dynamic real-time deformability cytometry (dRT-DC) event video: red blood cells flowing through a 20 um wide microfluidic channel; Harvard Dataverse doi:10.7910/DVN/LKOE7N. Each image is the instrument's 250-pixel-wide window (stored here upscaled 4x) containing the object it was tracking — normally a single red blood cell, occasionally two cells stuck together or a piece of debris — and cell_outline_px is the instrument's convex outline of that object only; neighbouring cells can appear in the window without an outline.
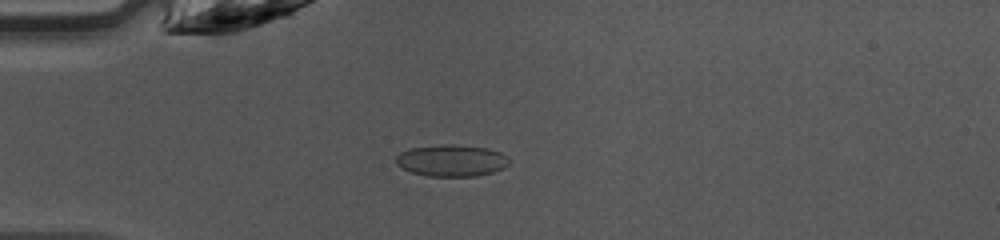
{"species": "common noctule bat (a hibernating species)", "species_latin": "Nyctalus noctula", "temperature_condition": "warm", "stored_images_in_passage": 47, "camera_frame_rate_fps": 3000, "um_per_image_px": 0.085, "animal": {"sex": "female", "body_mass_g": 10.0, "forearm_length_mm": 53.1}, "frame": {"image": 1, "passage_image": 13, "time_ms": 4.0, "image_size_px": [1000, 240], "cell_outline_px": [[508, 164], [504, 168], [492, 172], [476, 176], [428, 176], [412, 172], [396, 164], [396, 156], [400, 152], [412, 148], [444, 144], [452, 144], [488, 148], [500, 152], [508, 156]], "centroid_in_image_um": [38.4, 13.64], "position_along_channel_um": 46.6, "area_um2": 20.81}}
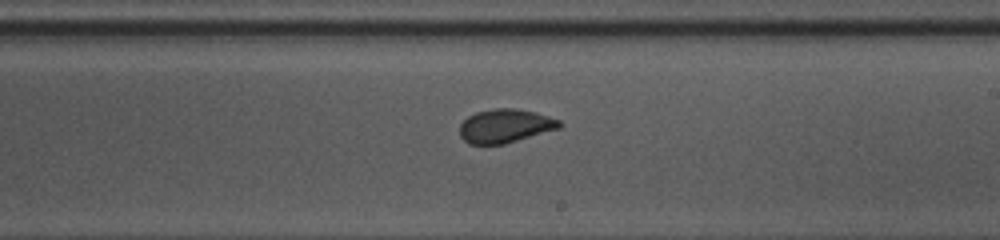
{"frame": {"image": 2, "passage_image": 28, "time_ms": 9.0, "image_size_px": [1000, 240], "cell_outline_px": [[564, 124], [560, 128], [504, 144], [468, 144], [460, 136], [460, 124], [468, 116], [476, 112], [496, 108], [512, 108], [536, 112], [560, 120]], "centroid_in_image_um": [42.95, 10.7], "position_along_channel_um": 246.1, "area_um2": 19.59}}
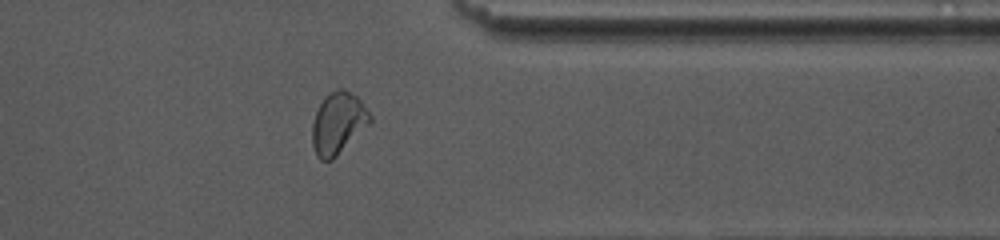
{"frame": {"image": 3, "passage_image": 38, "time_ms": 12.333, "image_size_px": [1000, 240], "cell_outline_px": [[372, 120], [332, 160], [320, 160], [316, 156], [312, 144], [312, 124], [316, 108], [324, 96], [340, 88], [344, 88], [356, 96], [360, 100], [372, 116]], "centroid_in_image_um": [28.7, 10.45], "position_along_channel_um": 382.7, "area_um2": 20.63}, "authors_computed_cell_mechanics": {"area_um2": 20.6346, "velocity_mm_per_s": 4.2706, "shape_relaxation_time_tau1_ms": 4.9682, "shape_relaxation_time_tau2_ms": 0.7237, "deformation_change_tau1": 0.1016, "deformation_change_tau2": 0.0362}}